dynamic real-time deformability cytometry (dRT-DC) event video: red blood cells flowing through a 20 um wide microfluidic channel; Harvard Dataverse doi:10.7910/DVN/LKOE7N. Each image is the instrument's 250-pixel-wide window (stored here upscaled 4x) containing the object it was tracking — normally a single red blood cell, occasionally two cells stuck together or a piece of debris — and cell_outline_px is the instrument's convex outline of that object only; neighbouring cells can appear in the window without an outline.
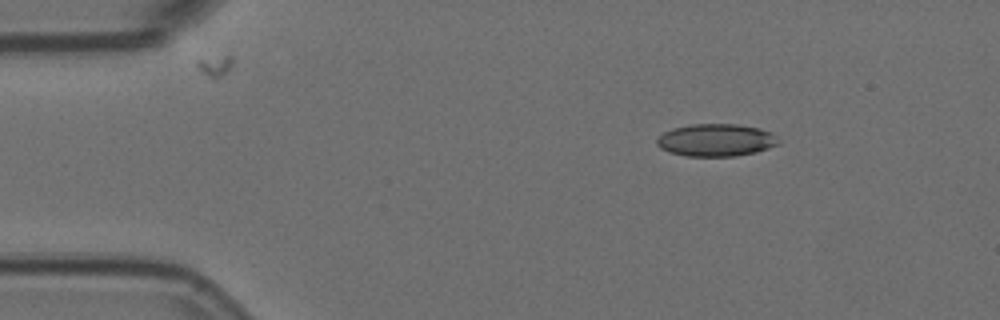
{"species": "Egyptian fruit bat (a non-hibernating species)", "species_latin": "Rousettus aegyptiacus", "temperature_condition": "room temperature", "stored_images_in_passage": 4, "camera_frame_rate_fps": 3000, "um_per_image_px": 0.085, "animal": {"sex": "female"}, "frame": {"image": 1, "passage_image": 1, "time_ms": 0.0, "image_size_px": [1000, 320], "cell_outline_px": [[780, 144], [756, 152], [736, 156], [688, 156], [668, 152], [660, 148], [656, 144], [656, 136], [672, 128], [692, 124], [736, 124], [760, 128], [772, 132], [776, 136]], "centroid_in_image_um": [60.84, 11.9], "position_along_channel_um": 24.2, "area_um2": 23.24}}